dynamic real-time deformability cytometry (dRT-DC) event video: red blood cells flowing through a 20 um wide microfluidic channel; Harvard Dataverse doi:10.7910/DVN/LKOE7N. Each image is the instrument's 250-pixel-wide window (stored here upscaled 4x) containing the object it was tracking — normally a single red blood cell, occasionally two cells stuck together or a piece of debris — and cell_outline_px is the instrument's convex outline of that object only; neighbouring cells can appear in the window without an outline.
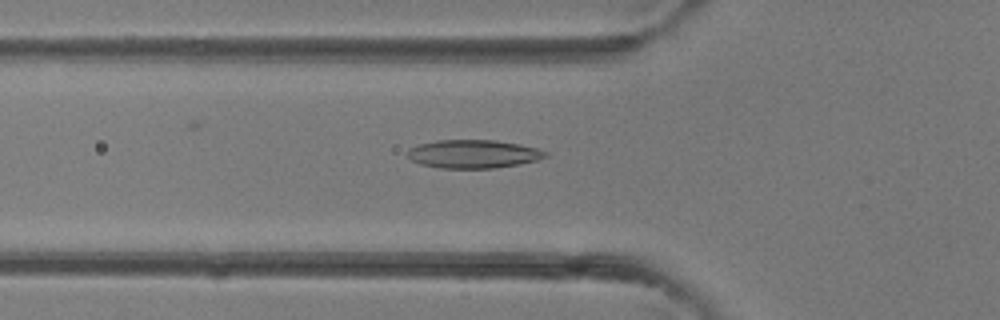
{"species": "common noctule bat (a hibernating species)", "species_latin": "Nyctalus noctula", "temperature_condition": "room temperature", "stored_images_in_passage": 39, "camera_frame_rate_fps": 3000, "um_per_image_px": 0.085, "animal": {"sex": "female"}, "frame": {"image": 1, "passage_image": 14, "time_ms": 4.333, "image_size_px": [1000, 320], "cell_outline_px": [[548, 156], [536, 160], [520, 164], [496, 168], [440, 168], [420, 164], [412, 160], [408, 156], [408, 148], [420, 144], [436, 140], [496, 140], [520, 144], [536, 148], [548, 152]], "centroid_in_image_um": [40.24, 13.08], "position_along_channel_um": 85.6, "area_um2": 22.83}}
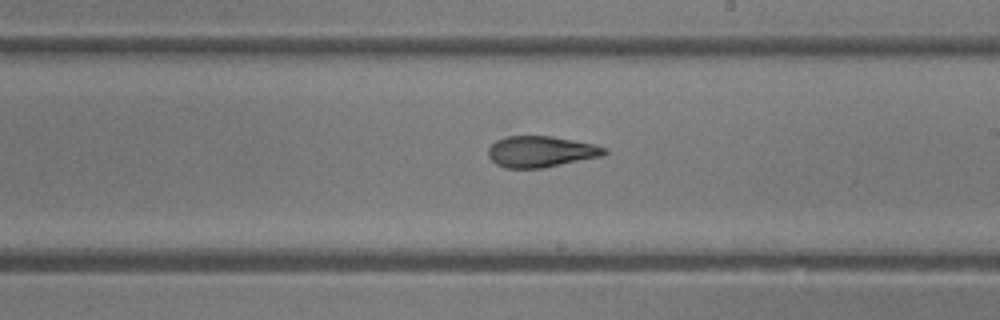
{"frame": {"image": 2, "passage_image": 23, "time_ms": 7.333, "image_size_px": [1000, 320], "cell_outline_px": [[608, 152], [600, 156], [544, 168], [504, 168], [496, 164], [488, 156], [488, 148], [496, 140], [504, 136], [552, 136], [592, 144], [608, 148]], "centroid_in_image_um": [45.94, 12.89], "position_along_channel_um": 243.1, "area_um2": 21.04}}
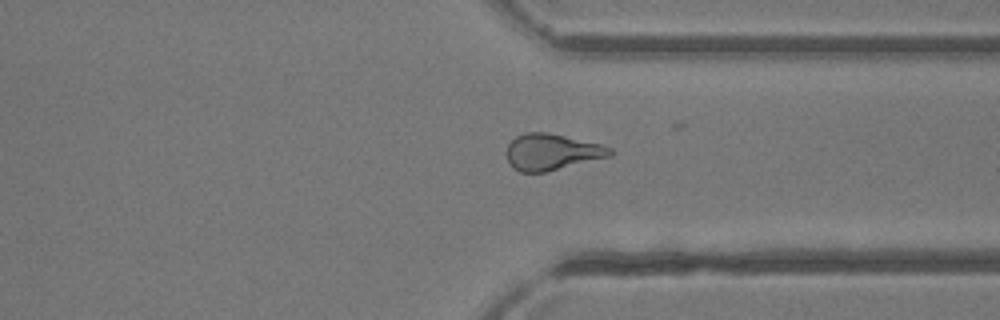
{"frame": {"image": 3, "passage_image": 30, "time_ms": 9.667, "image_size_px": [1000, 320], "cell_outline_px": [[612, 156], [544, 172], [520, 172], [512, 168], [508, 160], [508, 144], [516, 136], [524, 132], [548, 132], [600, 144], [612, 148]], "centroid_in_image_um": [46.9, 12.91], "position_along_channel_um": 364.5, "area_um2": 21.73}}